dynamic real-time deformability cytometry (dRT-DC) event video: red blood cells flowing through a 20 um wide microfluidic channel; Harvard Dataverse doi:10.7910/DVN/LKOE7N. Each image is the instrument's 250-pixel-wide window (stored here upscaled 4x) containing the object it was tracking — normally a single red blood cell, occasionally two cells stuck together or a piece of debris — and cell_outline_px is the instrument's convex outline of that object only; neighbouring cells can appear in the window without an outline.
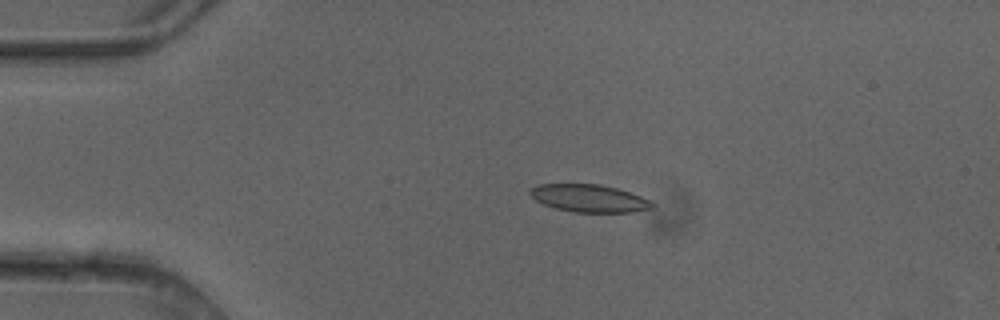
{"species": "common noctule bat (a hibernating species)", "species_latin": "Nyctalus noctula", "temperature_condition": "cold", "stored_images_in_passage": 3, "camera_frame_rate_fps": 3000, "um_per_image_px": 0.085, "animal": {"sex": "female"}, "frame": {"image": 1, "passage_image": 2, "time_ms": 0.333, "image_size_px": [1000, 320], "cell_outline_px": [[656, 208], [632, 212], [572, 212], [556, 208], [544, 204], [536, 200], [528, 192], [536, 184], [600, 184], [616, 188], [640, 196], [656, 204]], "centroid_in_image_um": [50.1, 16.86], "position_along_channel_um": 34.9, "area_um2": 19.59}}